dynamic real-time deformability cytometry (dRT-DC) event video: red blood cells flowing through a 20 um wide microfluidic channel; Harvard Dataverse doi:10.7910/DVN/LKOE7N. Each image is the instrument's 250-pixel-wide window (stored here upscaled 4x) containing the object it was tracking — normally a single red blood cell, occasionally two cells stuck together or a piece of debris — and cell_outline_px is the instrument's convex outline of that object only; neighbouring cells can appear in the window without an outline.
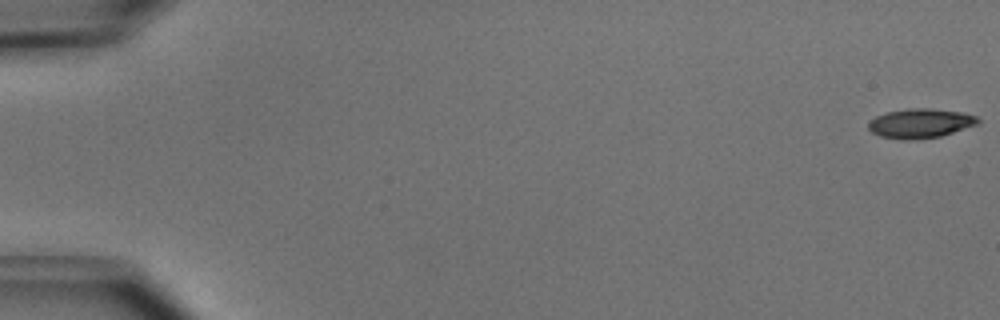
{"species": "common noctule bat (a hibernating species)", "species_latin": "Nyctalus noctula", "temperature_condition": "cold", "stored_images_in_passage": 51, "camera_frame_rate_fps": 3000, "um_per_image_px": 0.085, "animal": {"sex": "male", "body_mass_g": 15.6}, "frame": {"image": 1, "passage_image": 1, "time_ms": 0.0, "image_size_px": [1000, 320], "cell_outline_px": [[980, 124], [940, 136], [916, 140], [900, 140], [880, 136], [872, 132], [868, 128], [868, 124], [876, 116], [888, 112], [908, 108], [932, 108], [964, 112], [976, 116], [980, 120]], "centroid_in_image_um": [78.26, 10.48], "position_along_channel_um": 6.7, "area_um2": 18.96}}
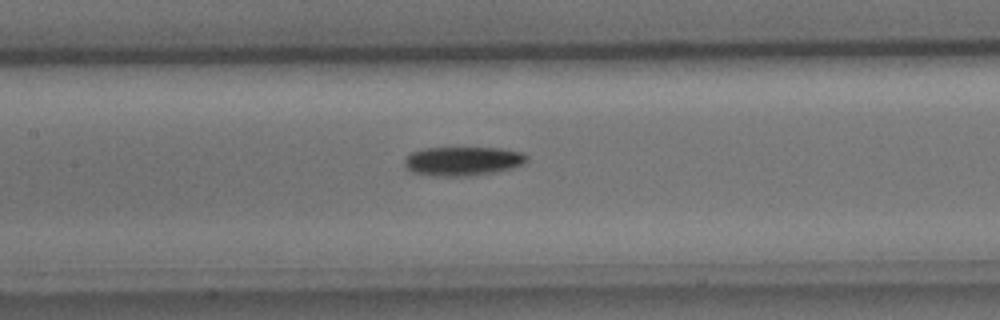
{"frame": {"image": 2, "passage_image": 25, "time_ms": 8.0, "image_size_px": [1000, 320], "cell_outline_px": [[528, 160], [524, 164], [512, 168], [496, 172], [472, 176], [432, 176], [412, 172], [404, 168], [404, 156], [412, 152], [424, 148], [504, 148], [524, 152], [528, 156]], "centroid_in_image_um": [39.34, 13.7], "position_along_channel_um": 168.1, "area_um2": 21.15}}
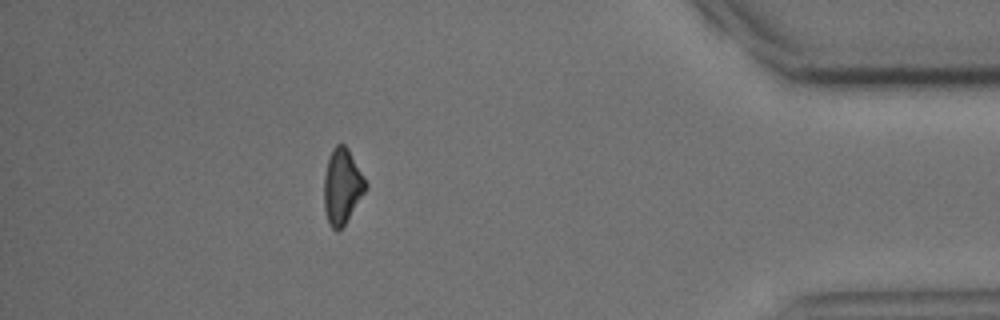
{"frame": {"image": 3, "passage_image": 46, "time_ms": 15.0, "image_size_px": [1000, 320], "cell_outline_px": [[368, 188], [344, 224], [336, 232], [328, 224], [324, 208], [324, 176], [328, 156], [332, 148], [336, 144], [344, 144], [348, 148], [364, 176], [368, 184]], "centroid_in_image_um": [29.08, 15.82], "position_along_channel_um": 406.1, "area_um2": 18.44}, "authors_computed_cell_mechanics": {"area_um2": 19.0162, "velocity_mm_per_s": 3.9875, "shape_relaxation_time_tau1_ms": 3.1035, "shape_relaxation_time_tau2_ms": null, "deformation_change_tau1": 0.1172, "deformation_change_tau2": null}}